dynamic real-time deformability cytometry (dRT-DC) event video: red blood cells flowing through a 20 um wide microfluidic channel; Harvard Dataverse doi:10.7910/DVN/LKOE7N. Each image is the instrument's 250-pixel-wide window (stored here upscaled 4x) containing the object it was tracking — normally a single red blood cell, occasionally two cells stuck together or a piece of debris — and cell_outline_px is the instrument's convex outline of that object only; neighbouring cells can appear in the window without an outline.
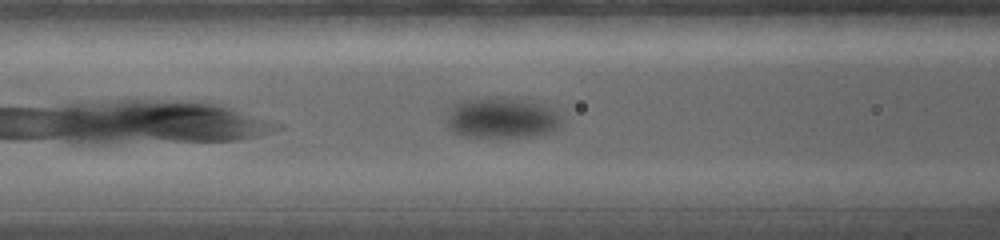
{"species": "common noctule bat (a hibernating species)", "species_latin": "Nyctalus noctula", "temperature_condition": "warm", "stored_images_in_passage": 40, "camera_frame_rate_fps": 5000, "um_per_image_px": 0.085, "animal": {"sex": "female", "body_mass_g": 19.0, "forearm_length_mm": 56.7}, "frame": {"image": 1, "passage_image": 12, "time_ms": 2.8, "image_size_px": [1000, 240], "cell_outline_px": [[560, 128], [532, 136], [464, 136], [452, 132], [448, 128], [448, 116], [452, 108], [456, 104], [476, 100], [508, 100], [540, 104], [556, 108], [560, 116]], "centroid_in_image_um": [42.7, 10.08], "position_along_channel_um": 123.9, "area_um2": 25.66}, "authors_computed_cell_mechanics": {"area_um2": 24.3916, "velocity_mm_per_s": 3.3849, "shape_relaxation_time_tau1_ms": 7.9914, "shape_relaxation_time_tau2_ms": null, "deformation_change_tau1": 0.2221, "deformation_change_tau2": null}}